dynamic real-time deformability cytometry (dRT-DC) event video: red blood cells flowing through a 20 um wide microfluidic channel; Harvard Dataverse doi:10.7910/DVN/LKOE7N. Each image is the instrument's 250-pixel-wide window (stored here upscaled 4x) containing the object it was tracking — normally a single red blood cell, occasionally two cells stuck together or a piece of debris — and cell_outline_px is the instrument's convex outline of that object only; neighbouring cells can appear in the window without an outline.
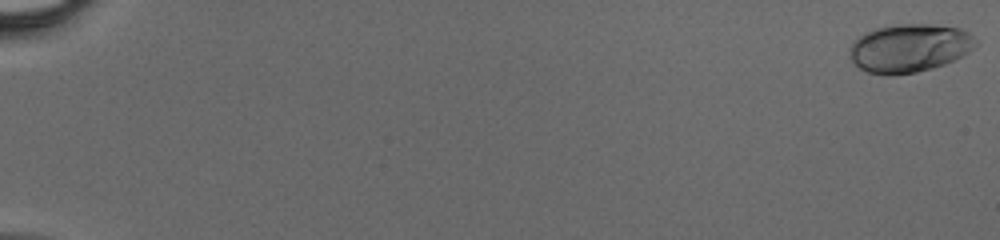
{"species": "human", "species_latin": "Homo sapiens", "temperature_condition": "cold", "stored_images_in_passage": 48, "camera_frame_rate_fps": 3000, "um_per_image_px": 0.085, "donor": {"sex": "male"}, "frame": {"image": 1, "passage_image": 1, "time_ms": 0.0, "image_size_px": [1000, 240], "cell_outline_px": [[980, 44], [976, 48], [944, 64], [932, 68], [916, 72], [892, 76], [884, 76], [868, 72], [860, 68], [848, 56], [848, 52], [852, 40], [864, 32], [876, 28], [904, 24], [928, 24], [960, 28], [968, 32]], "centroid_in_image_um": [77.27, 4.09], "position_along_channel_um": 7.7, "area_um2": 35.78}}
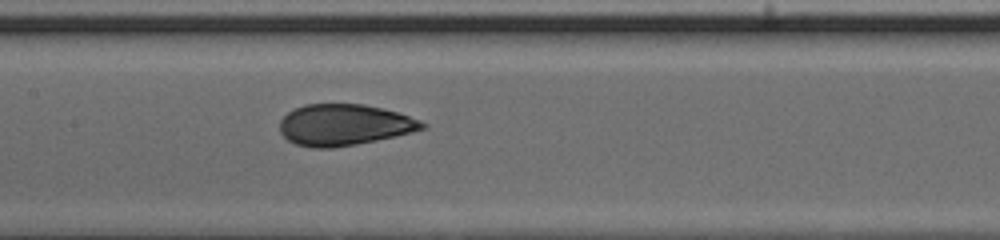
{"frame": {"image": 2, "passage_image": 26, "time_ms": 8.333, "image_size_px": [1000, 240], "cell_outline_px": [[428, 128], [396, 136], [356, 144], [332, 148], [312, 148], [296, 144], [288, 140], [280, 132], [280, 120], [288, 112], [304, 104], [364, 104], [384, 108], [420, 120], [428, 124]], "centroid_in_image_um": [29.27, 10.61], "position_along_channel_um": 178.1, "area_um2": 34.33}}
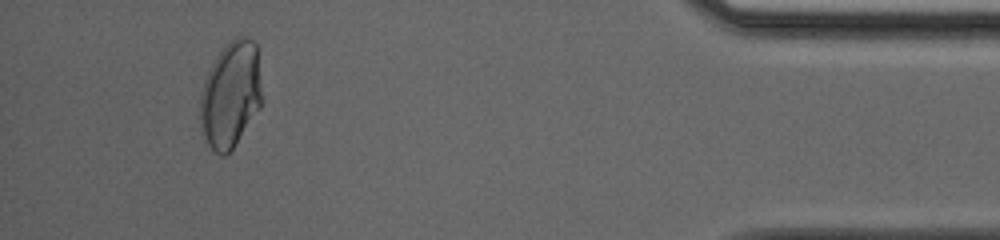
{"frame": {"image": 3, "passage_image": 45, "time_ms": 14.667, "image_size_px": [1000, 240], "cell_outline_px": [[264, 100], [260, 108], [232, 148], [224, 156], [220, 156], [208, 144], [200, 132], [200, 92], [204, 80], [216, 56], [236, 36], [248, 36], [256, 44]], "centroid_in_image_um": [19.61, 8.04], "position_along_channel_um": 415.6, "area_um2": 38.55}}